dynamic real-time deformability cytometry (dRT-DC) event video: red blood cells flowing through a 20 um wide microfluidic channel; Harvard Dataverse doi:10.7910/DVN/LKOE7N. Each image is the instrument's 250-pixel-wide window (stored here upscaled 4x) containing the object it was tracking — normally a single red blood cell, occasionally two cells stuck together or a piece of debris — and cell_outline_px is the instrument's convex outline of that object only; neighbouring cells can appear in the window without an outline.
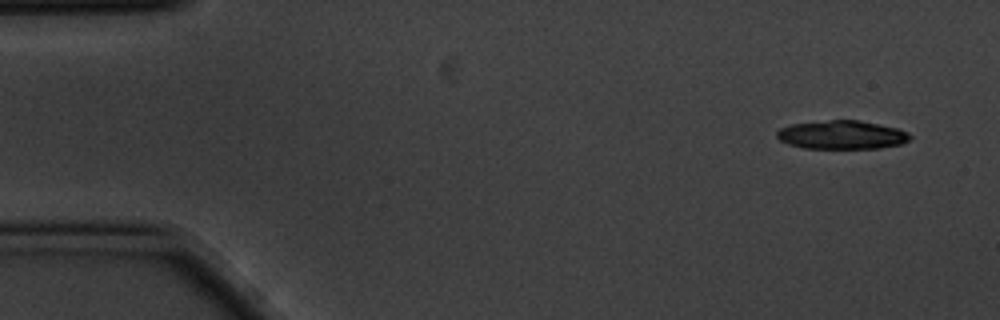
{"species": "common noctule bat (a hibernating species)", "species_latin": "Nyctalus noctula", "temperature_condition": "cold", "stored_images_in_passage": 5, "camera_frame_rate_fps": 3000, "um_per_image_px": 0.085, "animal": {"sex": "male", "body_mass_g": 20.1, "forearm_length_mm": 53.5}, "frame": {"image": 1, "passage_image": 1, "time_ms": 0.0, "image_size_px": [1000, 320], "cell_outline_px": [[912, 136], [908, 140], [900, 144], [880, 148], [804, 148], [788, 144], [780, 140], [776, 136], [776, 132], [780, 128], [792, 124], [828, 120], [860, 120], [900, 128], [908, 132]], "centroid_in_image_um": [71.58, 11.45], "position_along_channel_um": 13.4, "area_um2": 22.25}}
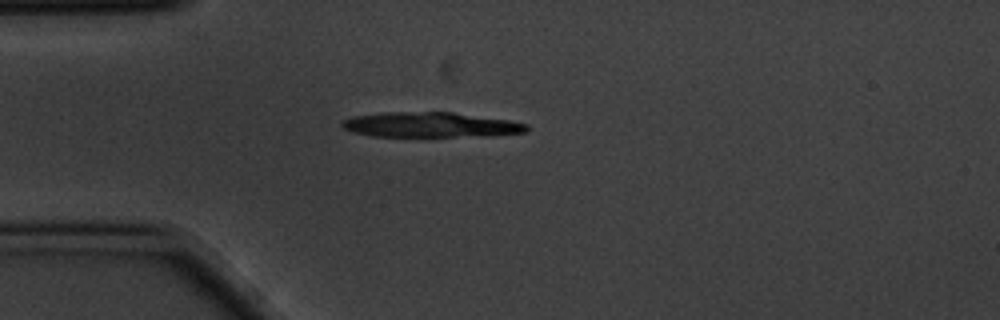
{"frame": {"image": 2, "passage_image": 4, "time_ms": 1.0, "image_size_px": [1000, 320], "cell_outline_px": [[528, 128], [524, 132], [492, 136], [372, 136], [352, 132], [344, 128], [340, 124], [344, 120], [352, 116], [384, 112], [452, 112], [508, 120], [528, 124]], "centroid_in_image_um": [36.58, 10.6], "position_along_channel_um": 48.4, "area_um2": 26.88}}